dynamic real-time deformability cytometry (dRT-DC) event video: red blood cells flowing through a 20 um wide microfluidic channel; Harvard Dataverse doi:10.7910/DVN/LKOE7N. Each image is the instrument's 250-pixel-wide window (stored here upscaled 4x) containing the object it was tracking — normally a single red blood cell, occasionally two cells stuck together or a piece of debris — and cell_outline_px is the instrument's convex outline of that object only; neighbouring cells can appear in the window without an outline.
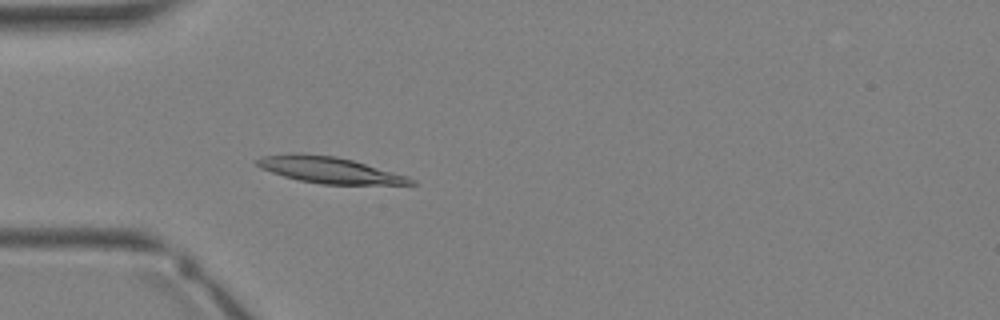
{"species": "Egyptian fruit bat (a non-hibernating species)", "species_latin": "Rousettus aegyptiacus", "temperature_condition": "warm", "stored_images_in_passage": 23, "camera_frame_rate_fps": 3000, "um_per_image_px": 0.085, "animal": {"sex": "female"}, "frame": {"image": 1, "passage_image": 4, "time_ms": 1.0, "image_size_px": [1000, 320], "cell_outline_px": [[416, 184], [320, 184], [300, 180], [284, 176], [260, 168], [252, 160], [264, 156], [296, 152], [300, 152], [336, 156], [352, 160], [408, 176], [416, 180]], "centroid_in_image_um": [27.95, 14.43], "position_along_channel_um": 57.0, "area_um2": 23.52}}
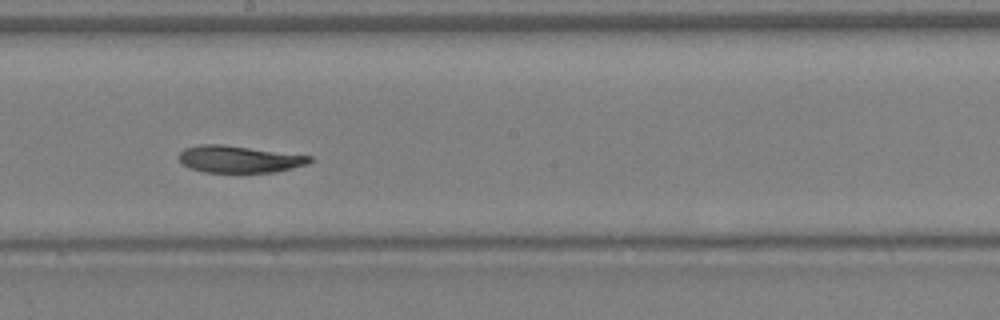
{"frame": {"image": 2, "passage_image": 13, "time_ms": 4.0, "image_size_px": [1000, 320], "cell_outline_px": [[312, 160], [308, 164], [276, 172], [204, 172], [192, 168], [184, 164], [176, 156], [184, 148], [200, 144], [224, 144], [312, 156]], "centroid_in_image_um": [20.32, 13.52], "position_along_channel_um": 227.9, "area_um2": 20.58}}
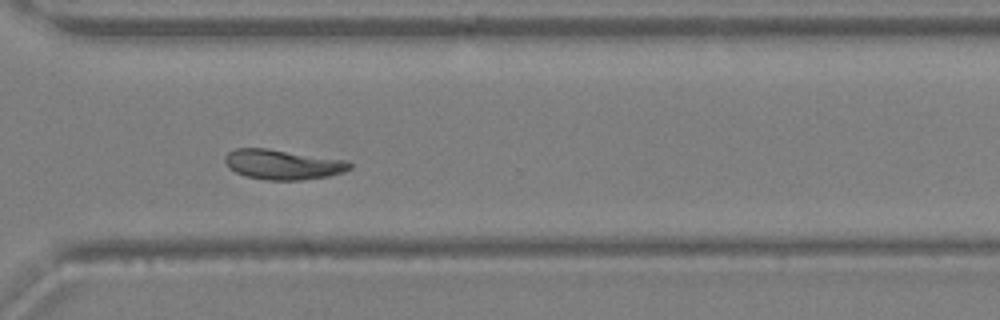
{"frame": {"image": 3, "passage_image": 19, "time_ms": 6.0, "image_size_px": [1000, 320], "cell_outline_px": [[352, 168], [344, 172], [328, 176], [300, 180], [268, 180], [244, 176], [228, 168], [224, 160], [224, 156], [228, 152], [236, 148], [268, 148], [348, 160], [352, 164]], "centroid_in_image_um": [24.04, 13.97], "position_along_channel_um": 346.6, "area_um2": 22.02}}